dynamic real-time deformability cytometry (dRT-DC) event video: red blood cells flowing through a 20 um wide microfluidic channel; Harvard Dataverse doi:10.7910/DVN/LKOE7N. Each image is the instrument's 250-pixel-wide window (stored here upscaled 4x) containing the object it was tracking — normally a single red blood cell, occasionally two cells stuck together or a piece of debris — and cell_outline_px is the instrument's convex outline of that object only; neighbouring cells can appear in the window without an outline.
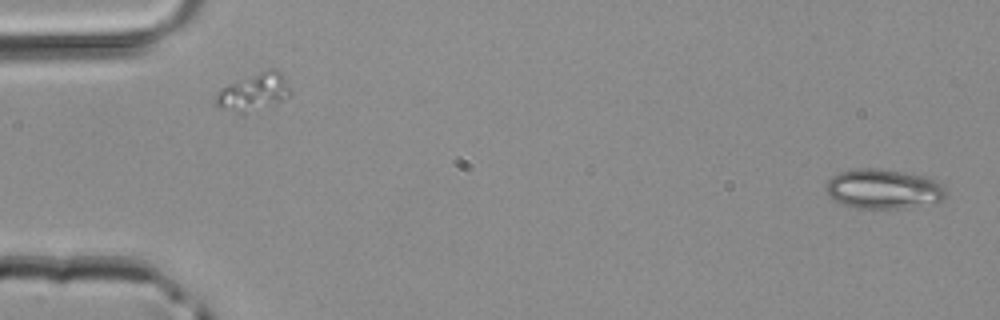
{"species": "common noctule bat (a hibernating species)", "species_latin": "Nyctalus noctula", "temperature_condition": "room temperature", "stored_images_in_passage": 5, "camera_frame_rate_fps": 3000, "um_per_image_px": 0.085, "animal": {"sex": "male", "body_mass_g": 20.4}, "frame": {"image": 1, "passage_image": 1, "time_ms": 0.0, "image_size_px": [1000, 320], "cell_outline_px": [[944, 196], [936, 204], [900, 208], [856, 208], [844, 204], [828, 196], [824, 188], [824, 184], [832, 176], [840, 172], [860, 168], [880, 168], [928, 176], [936, 180], [944, 188]], "centroid_in_image_um": [75.08, 16.05], "position_along_channel_um": 9.9, "area_um2": 27.92}}